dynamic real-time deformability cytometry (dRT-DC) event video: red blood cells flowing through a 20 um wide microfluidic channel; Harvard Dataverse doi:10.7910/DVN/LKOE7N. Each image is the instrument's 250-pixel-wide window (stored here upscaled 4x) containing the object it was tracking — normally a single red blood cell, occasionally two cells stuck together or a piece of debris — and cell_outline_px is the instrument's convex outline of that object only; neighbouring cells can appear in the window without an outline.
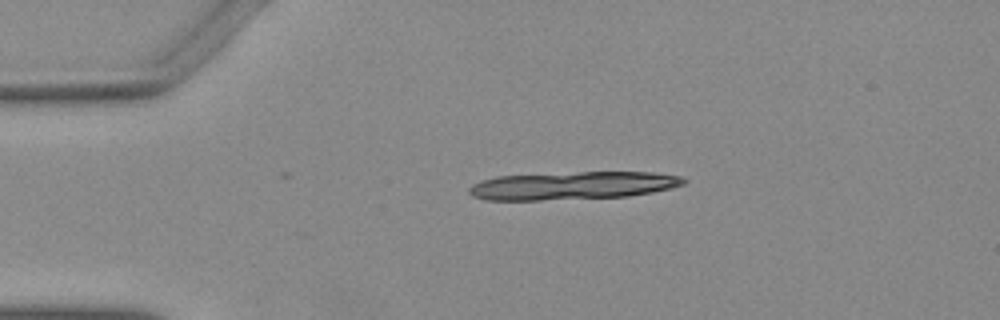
{"species": "Egyptian fruit bat (a non-hibernating species)", "species_latin": "Rousettus aegyptiacus", "temperature_condition": "warm", "stored_images_in_passage": 6, "camera_frame_rate_fps": 3000, "um_per_image_px": 0.085, "animal": {"sex": "female"}, "frame": {"image": 1, "passage_image": 1, "time_ms": 0.0, "image_size_px": [1000, 320], "cell_outline_px": [[688, 180], [684, 184], [672, 188], [652, 192], [628, 196], [540, 200], [488, 200], [472, 196], [468, 192], [468, 188], [472, 184], [496, 176], [580, 172], [652, 172], [680, 176]], "centroid_in_image_um": [48.69, 15.77], "position_along_channel_um": 36.3, "area_um2": 34.85}}